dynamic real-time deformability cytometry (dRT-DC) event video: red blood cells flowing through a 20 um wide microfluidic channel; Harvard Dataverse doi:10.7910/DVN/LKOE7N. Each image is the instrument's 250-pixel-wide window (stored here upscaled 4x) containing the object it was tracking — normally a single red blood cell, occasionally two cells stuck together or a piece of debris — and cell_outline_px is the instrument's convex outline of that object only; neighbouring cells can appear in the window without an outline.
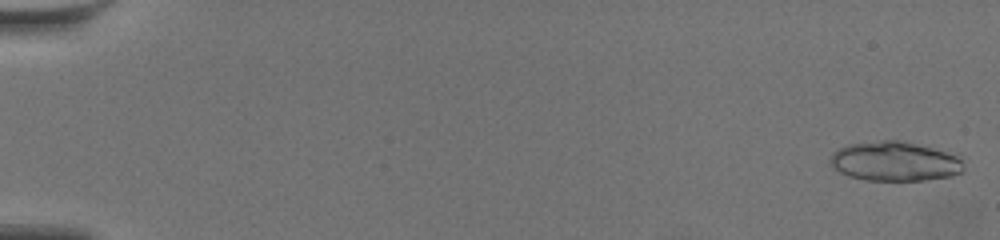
{"species": "common noctule bat (a hibernating species)", "species_latin": "Nyctalus noctula", "temperature_condition": "warm", "stored_images_in_passage": 42, "camera_frame_rate_fps": 3000, "um_per_image_px": 0.085, "animal": {"sex": "female", "body_mass_g": 19.5, "forearm_length_mm": 54.1}, "frame": {"image": 1, "passage_image": 2, "time_ms": 0.333, "image_size_px": [1000, 240], "cell_outline_px": [[964, 168], [960, 172], [952, 176], [924, 180], [864, 180], [848, 176], [840, 172], [828, 164], [828, 160], [832, 152], [848, 144], [880, 140], [904, 140], [932, 148], [956, 156], [960, 160]], "centroid_in_image_um": [75.97, 13.71], "position_along_channel_um": 9.0, "area_um2": 30.69}}
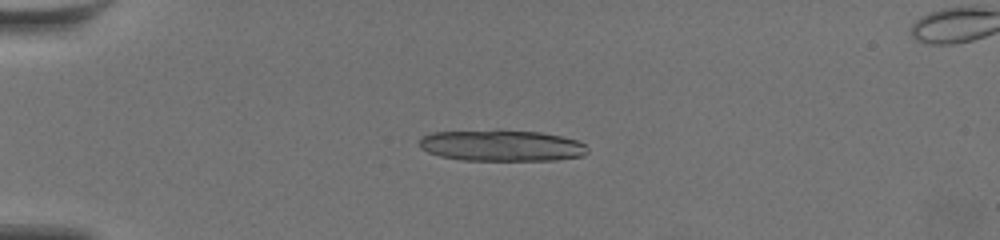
{"frame": {"image": 2, "passage_image": 17, "time_ms": 5.333, "image_size_px": [1000, 240], "cell_outline_px": [[588, 152], [584, 156], [556, 160], [460, 160], [440, 156], [428, 152], [420, 148], [420, 140], [424, 136], [432, 132], [496, 128], [500, 128], [540, 132], [560, 136], [576, 140], [584, 144], [588, 148]], "centroid_in_image_um": [42.63, 12.35], "position_along_channel_um": 42.4, "area_um2": 31.39}}